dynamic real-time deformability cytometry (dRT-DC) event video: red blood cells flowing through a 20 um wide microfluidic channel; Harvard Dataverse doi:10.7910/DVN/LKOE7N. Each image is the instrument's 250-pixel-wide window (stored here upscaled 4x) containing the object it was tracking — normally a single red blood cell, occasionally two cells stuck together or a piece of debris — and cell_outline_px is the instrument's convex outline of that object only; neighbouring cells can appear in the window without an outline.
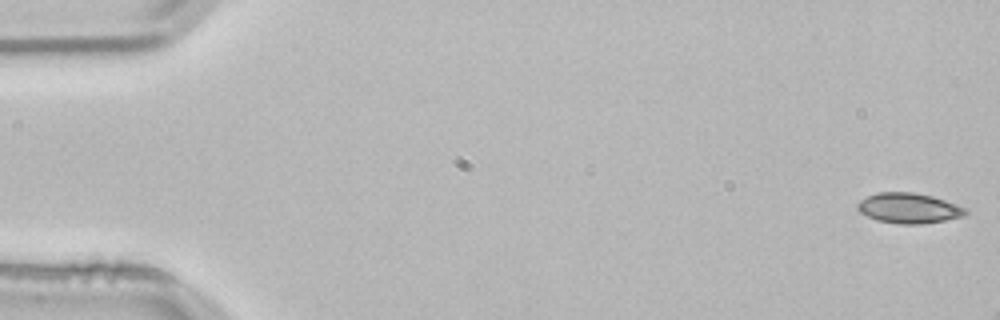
{"species": "common noctule bat (a hibernating species)", "species_latin": "Nyctalus noctula", "temperature_condition": "room temperature", "stored_images_in_passage": 9, "camera_frame_rate_fps": 3000, "um_per_image_px": 0.085, "animal": {"sex": "male", "body_mass_g": 21.5, "forearm_length_mm": 52.0}, "frame": {"image": 1, "passage_image": 1, "time_ms": 0.0, "image_size_px": [1000, 320], "cell_outline_px": [[968, 212], [964, 216], [944, 220], [920, 224], [900, 224], [876, 220], [860, 212], [856, 208], [856, 204], [860, 200], [876, 192], [916, 192], [932, 196], [956, 204], [964, 208]], "centroid_in_image_um": [77.21, 17.68], "position_along_channel_um": 7.8, "area_um2": 19.02}}